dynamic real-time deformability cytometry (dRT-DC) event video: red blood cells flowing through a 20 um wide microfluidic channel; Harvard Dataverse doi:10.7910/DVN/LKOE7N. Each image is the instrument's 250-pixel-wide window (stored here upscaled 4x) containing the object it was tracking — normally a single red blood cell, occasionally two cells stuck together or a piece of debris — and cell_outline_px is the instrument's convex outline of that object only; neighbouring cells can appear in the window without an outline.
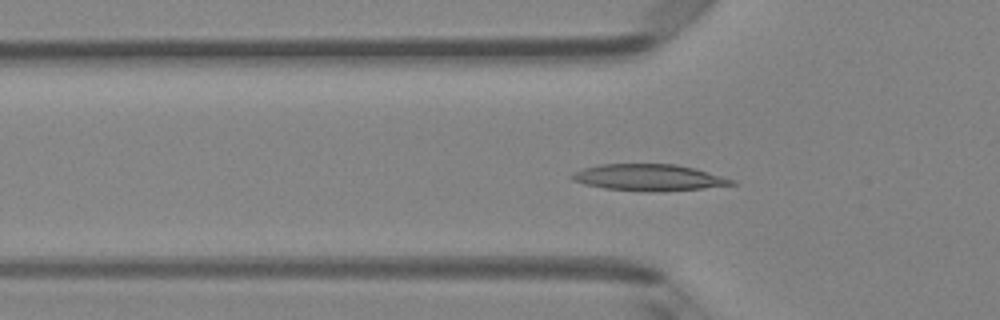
{"species": "Egyptian fruit bat (a non-hibernating species)", "species_latin": "Rousettus aegyptiacus", "temperature_condition": "room temperature", "stored_images_in_passage": 48, "camera_frame_rate_fps": 3000, "um_per_image_px": 0.085, "animal": {"sex": "female"}, "frame": {"image": 1, "passage_image": 15, "time_ms": 4.667, "image_size_px": [1000, 320], "cell_outline_px": [[736, 184], [700, 188], [604, 188], [584, 184], [572, 180], [568, 176], [572, 172], [584, 168], [600, 164], [676, 164], [692, 168], [736, 180]], "centroid_in_image_um": [55.05, 15.02], "position_along_channel_um": 70.7, "area_um2": 23.06}}
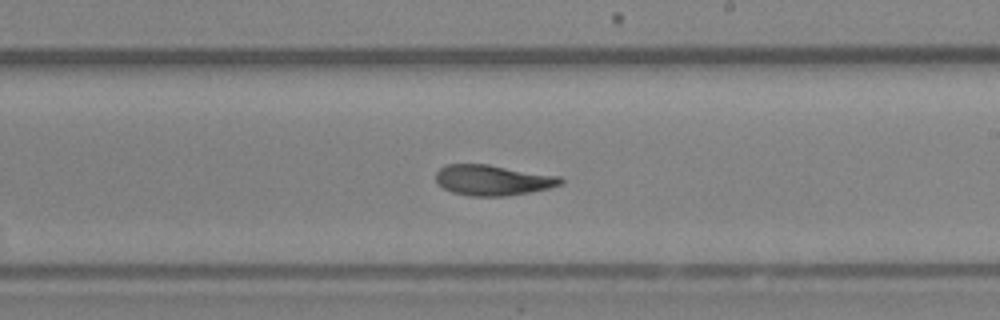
{"frame": {"image": 2, "passage_image": 28, "time_ms": 9.0, "image_size_px": [1000, 320], "cell_outline_px": [[564, 184], [548, 188], [528, 192], [504, 196], [468, 196], [452, 192], [436, 184], [436, 172], [444, 164], [488, 164], [560, 176], [564, 180]], "centroid_in_image_um": [41.87, 15.3], "position_along_channel_um": 247.1, "area_um2": 22.31}}
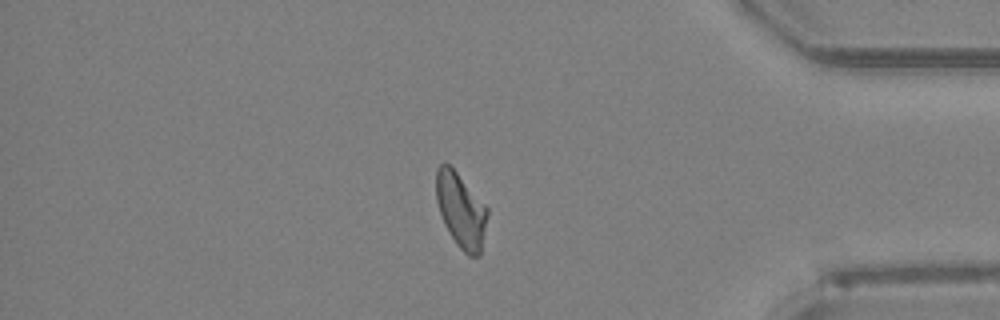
{"frame": {"image": 3, "passage_image": 41, "time_ms": 13.333, "image_size_px": [1000, 320], "cell_outline_px": [[488, 212], [480, 256], [468, 256], [456, 244], [444, 224], [436, 200], [436, 168], [440, 164], [448, 164], [456, 172], [488, 208]], "centroid_in_image_um": [39.17, 17.9], "position_along_channel_um": 396.0, "area_um2": 22.02}, "authors_computed_cell_mechanics": {"area_um2": 22.542, "velocity_mm_per_s": 4.0905, "shape_relaxation_time_tau1_ms": 6.4893, "shape_relaxation_time_tau2_ms": 2.307, "deformation_change_tau1": 0.2051, "deformation_change_tau2": 0.081}}